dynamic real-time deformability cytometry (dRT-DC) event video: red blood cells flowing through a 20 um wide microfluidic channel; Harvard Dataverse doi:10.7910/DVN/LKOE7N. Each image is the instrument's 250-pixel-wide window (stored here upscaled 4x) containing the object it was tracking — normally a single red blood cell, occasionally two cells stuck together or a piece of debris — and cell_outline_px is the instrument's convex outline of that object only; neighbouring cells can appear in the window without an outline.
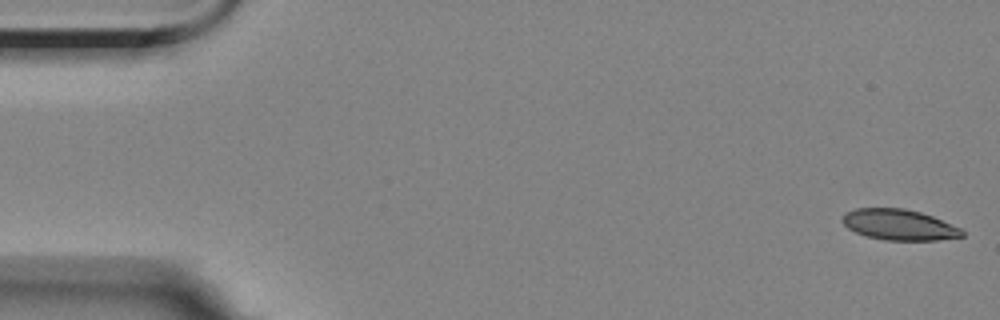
{"species": "Egyptian fruit bat (a non-hibernating species)", "species_latin": "Rousettus aegyptiacus", "temperature_condition": "room temperature", "stored_images_in_passage": 56, "camera_frame_rate_fps": 3000, "um_per_image_px": 0.085, "animal": {"sex": "female"}, "frame": {"image": 1, "passage_image": 1, "time_ms": 0.0, "image_size_px": [1000, 320], "cell_outline_px": [[964, 236], [940, 240], [884, 240], [868, 236], [856, 232], [848, 228], [840, 220], [848, 212], [856, 208], [904, 208], [920, 212], [932, 216], [960, 228], [964, 232]], "centroid_in_image_um": [76.43, 19.1], "position_along_channel_um": 8.6, "area_um2": 21.27}}
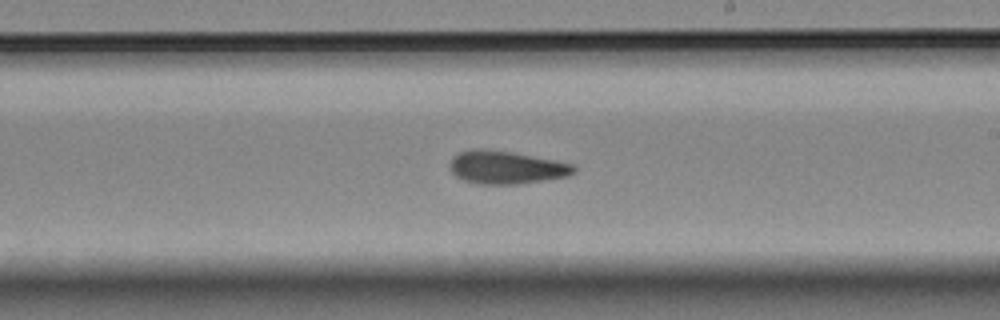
{"frame": {"image": 2, "passage_image": 32, "time_ms": 10.333, "image_size_px": [1000, 320], "cell_outline_px": [[576, 172], [568, 176], [520, 184], [476, 184], [464, 180], [456, 176], [452, 172], [452, 160], [460, 152], [476, 148], [484, 148], [512, 152], [556, 160], [576, 164]], "centroid_in_image_um": [43.1, 14.23], "position_along_channel_um": 245.9, "area_um2": 23.81}}
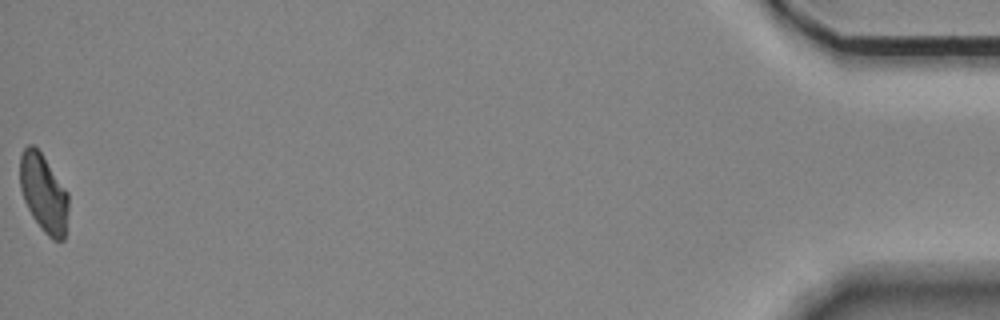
{"frame": {"image": 3, "passage_image": 56, "time_ms": 18.333, "image_size_px": [1000, 320], "cell_outline_px": [[68, 208], [64, 240], [52, 240], [40, 228], [32, 216], [24, 200], [20, 188], [20, 156], [24, 148], [28, 144], [32, 144], [40, 152], [68, 192]], "centroid_in_image_um": [3.7, 16.44], "position_along_channel_um": 431.5, "area_um2": 21.91}, "authors_computed_cell_mechanics": {"area_um2": 23.12, "velocity_mm_per_s": 3.5355, "shape_relaxation_time_tau1_ms": 7.8697, "shape_relaxation_time_tau2_ms": 2.6959, "deformation_change_tau1": 0.1494, "deformation_change_tau2": 0.0859}}